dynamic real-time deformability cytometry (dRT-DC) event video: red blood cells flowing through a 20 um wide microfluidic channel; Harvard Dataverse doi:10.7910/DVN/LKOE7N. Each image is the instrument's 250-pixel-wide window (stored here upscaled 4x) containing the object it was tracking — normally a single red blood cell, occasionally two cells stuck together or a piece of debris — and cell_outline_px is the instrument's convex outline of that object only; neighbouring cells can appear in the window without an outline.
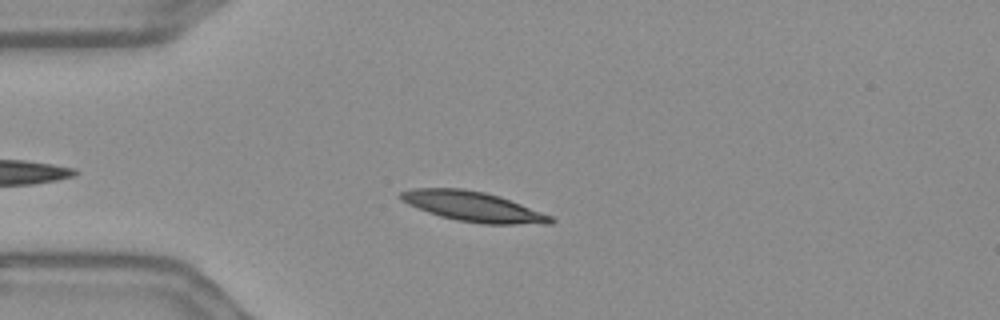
{"species": "Egyptian fruit bat (a non-hibernating species)", "species_latin": "Rousettus aegyptiacus", "temperature_condition": "warm", "stored_images_in_passage": 42, "camera_frame_rate_fps": 3000, "um_per_image_px": 0.085, "frame": {"image": 1, "passage_image": 8, "time_ms": 2.333, "image_size_px": [1000, 320], "cell_outline_px": [[556, 220], [552, 224], [484, 224], [456, 220], [440, 216], [428, 212], [408, 204], [400, 200], [396, 196], [400, 192], [412, 188], [464, 188], [484, 192], [500, 196], [552, 216]], "centroid_in_image_um": [40.2, 17.55], "position_along_channel_um": 44.8, "area_um2": 26.3}}
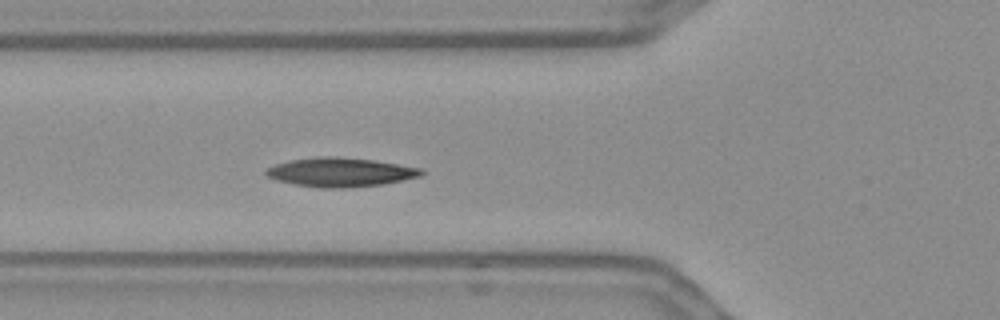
{"frame": {"image": 2, "passage_image": 14, "time_ms": 4.333, "image_size_px": [1000, 320], "cell_outline_px": [[424, 172], [420, 176], [380, 184], [344, 188], [320, 188], [296, 184], [276, 180], [268, 176], [264, 172], [268, 168], [276, 164], [288, 160], [320, 156], [336, 156], [372, 160], [424, 168]], "centroid_in_image_um": [28.92, 14.63], "position_along_channel_um": 96.9, "area_um2": 26.07}}
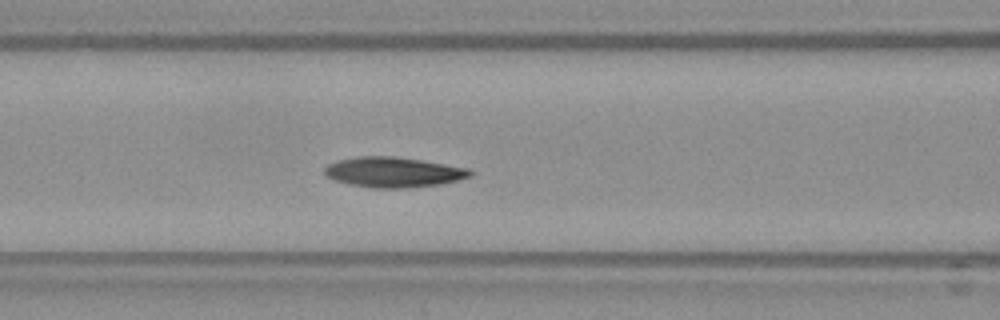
{"frame": {"image": 3, "passage_image": 17, "time_ms": 5.333, "image_size_px": [1000, 320], "cell_outline_px": [[472, 176], [440, 184], [404, 188], [372, 188], [352, 184], [336, 180], [328, 176], [324, 172], [324, 168], [328, 164], [336, 160], [356, 156], [392, 156], [420, 160], [468, 168], [472, 172]], "centroid_in_image_um": [33.41, 14.62], "position_along_channel_um": 133.2, "area_um2": 25.37}, "authors_computed_cell_mechanics": {"area_um2": 25.143, "velocity_mm_per_s": 3.582, "shape_relaxation_time_tau1_ms": 3.7971, "shape_relaxation_time_tau2_ms": 6.41, "deformation_change_tau1": 0.1293, "deformation_change_tau2": 0.1111}}